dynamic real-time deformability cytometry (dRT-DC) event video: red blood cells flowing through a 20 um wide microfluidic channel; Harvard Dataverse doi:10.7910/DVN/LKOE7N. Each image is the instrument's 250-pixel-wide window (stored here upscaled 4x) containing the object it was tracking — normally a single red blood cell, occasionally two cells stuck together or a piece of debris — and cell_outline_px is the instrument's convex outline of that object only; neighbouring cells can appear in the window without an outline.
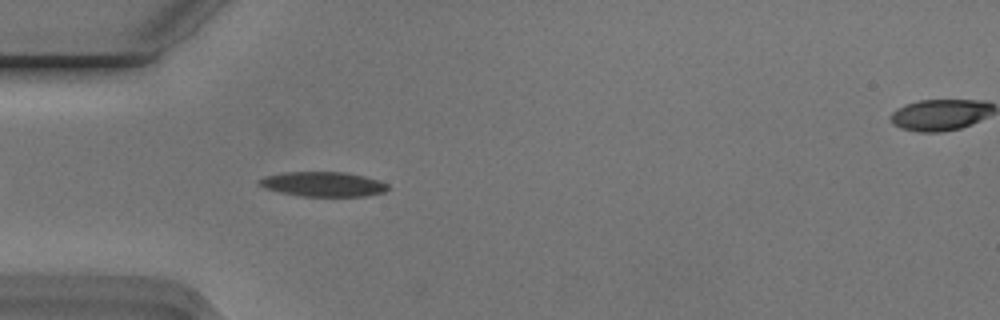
{"species": "Egyptian fruit bat (a non-hibernating species)", "species_latin": "Rousettus aegyptiacus", "temperature_condition": "cold", "stored_images_in_passage": 5, "segment_of_instrument_passage": [1, 2], "camera_frame_rate_fps": 3000, "um_per_image_px": 0.085, "animal": {"sex": "male"}, "frame": {"image": 1, "passage_image": 4, "time_ms": 1.0, "image_size_px": [1000, 320], "cell_outline_px": [[388, 188], [384, 192], [368, 196], [300, 196], [280, 192], [264, 188], [256, 184], [256, 180], [264, 176], [280, 172], [344, 172], [364, 176], [388, 184]], "centroid_in_image_um": [27.38, 15.65], "position_along_channel_um": 57.6, "area_um2": 18.67}}